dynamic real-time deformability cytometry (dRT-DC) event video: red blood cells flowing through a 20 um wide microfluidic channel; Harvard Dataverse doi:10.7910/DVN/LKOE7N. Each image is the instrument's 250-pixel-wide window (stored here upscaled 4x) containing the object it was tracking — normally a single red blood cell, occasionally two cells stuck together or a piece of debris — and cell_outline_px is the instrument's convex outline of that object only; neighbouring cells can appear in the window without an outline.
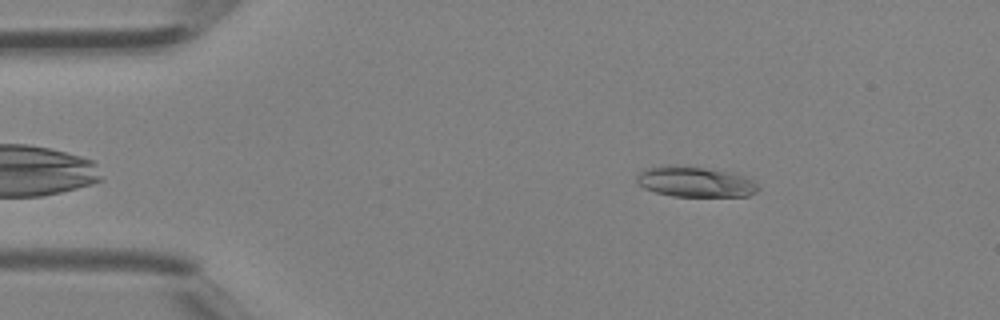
{"species": "Egyptian fruit bat (a non-hibernating species)", "species_latin": "Rousettus aegyptiacus", "temperature_condition": "room temperature", "stored_images_in_passage": 39, "camera_frame_rate_fps": 3000, "um_per_image_px": 0.085, "animal": {"sex": "female"}, "frame": {"image": 1, "passage_image": 4, "time_ms": 1.0, "image_size_px": [1000, 320], "cell_outline_px": [[760, 188], [756, 192], [748, 196], [672, 196], [656, 192], [644, 188], [636, 180], [636, 176], [644, 168], [668, 164], [672, 164], [736, 172], [752, 180]], "centroid_in_image_um": [59.08, 15.44], "position_along_channel_um": 25.9, "area_um2": 21.73}}
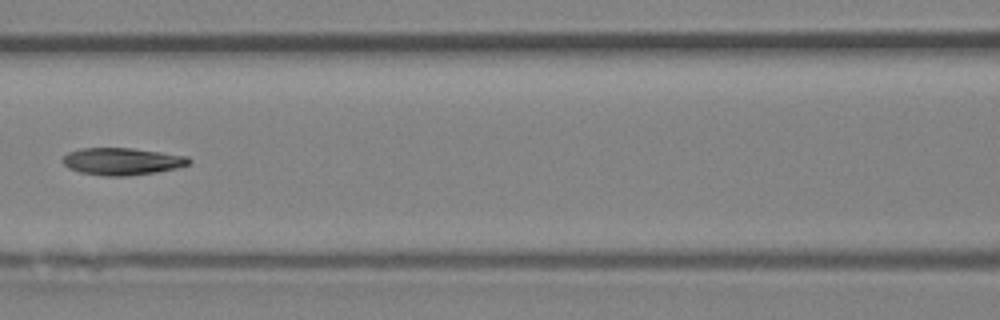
{"frame": {"image": 2, "passage_image": 16, "time_ms": 5.0, "image_size_px": [1000, 320], "cell_outline_px": [[192, 160], [188, 164], [176, 168], [156, 172], [128, 176], [104, 176], [80, 172], [68, 168], [60, 160], [68, 152], [80, 148], [132, 148], [188, 156]], "centroid_in_image_um": [10.35, 13.71], "position_along_channel_um": 156.3, "area_um2": 20.06}}
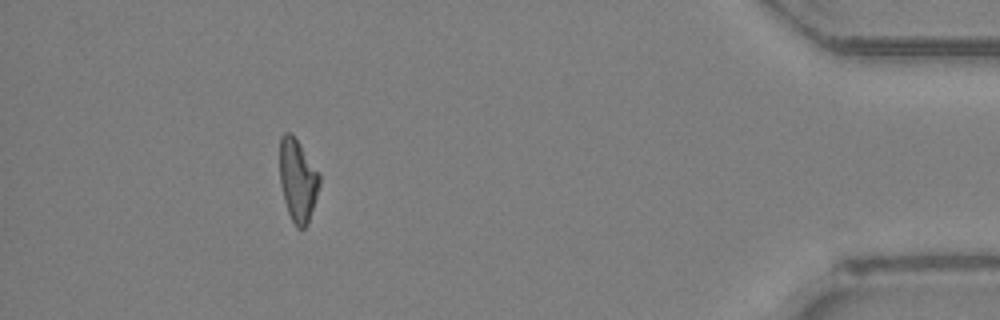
{"frame": {"image": 3, "passage_image": 35, "time_ms": 11.333, "image_size_px": [1000, 320], "cell_outline_px": [[320, 184], [308, 224], [304, 228], [296, 228], [288, 212], [284, 200], [280, 184], [280, 136], [284, 132], [288, 132], [300, 144], [320, 172]], "centroid_in_image_um": [25.31, 15.33], "position_along_channel_um": 409.9, "area_um2": 19.13}}